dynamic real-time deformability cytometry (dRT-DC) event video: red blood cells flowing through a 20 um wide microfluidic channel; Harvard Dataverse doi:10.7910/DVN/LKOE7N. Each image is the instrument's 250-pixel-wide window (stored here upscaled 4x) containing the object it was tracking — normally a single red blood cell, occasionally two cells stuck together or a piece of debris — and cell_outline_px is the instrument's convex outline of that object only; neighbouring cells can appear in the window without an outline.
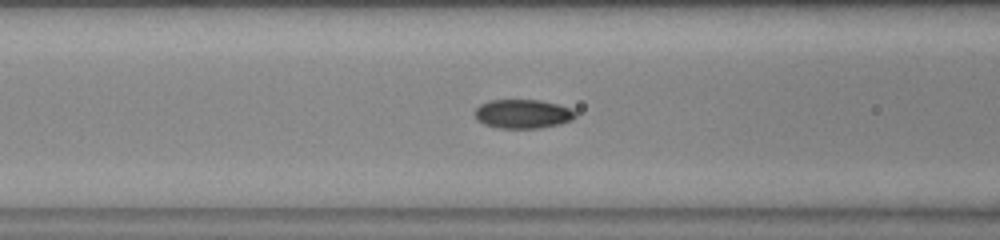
{"species": "common noctule bat (a hibernating species)", "species_latin": "Nyctalus noctula", "temperature_condition": "warm", "stored_images_in_passage": 36, "camera_frame_rate_fps": 3000, "um_per_image_px": 0.085, "animal": {"sex": "female", "body_mass_g": 23.0, "forearm_length_mm": 53.4}, "frame": {"image": 1, "passage_image": 9, "time_ms": 2.667, "image_size_px": [1000, 240], "cell_outline_px": [[576, 116], [572, 120], [560, 124], [540, 128], [500, 128], [484, 124], [476, 120], [472, 112], [480, 104], [488, 100], [540, 100], [572, 108], [576, 112]], "centroid_in_image_um": [44.41, 9.68], "position_along_channel_um": 122.2, "area_um2": 17.22}}
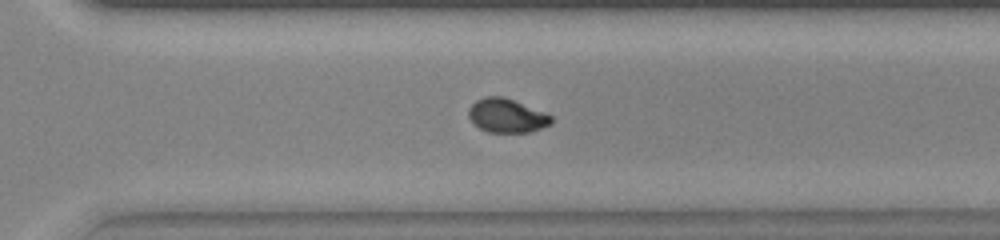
{"frame": {"image": 2, "passage_image": 25, "time_ms": 8.0, "image_size_px": [1000, 240], "cell_outline_px": [[552, 124], [528, 132], [488, 132], [472, 124], [468, 116], [468, 108], [476, 100], [484, 96], [504, 96], [544, 112], [552, 116]], "centroid_in_image_um": [43.04, 9.82], "position_along_channel_um": 327.6, "area_um2": 16.42}}
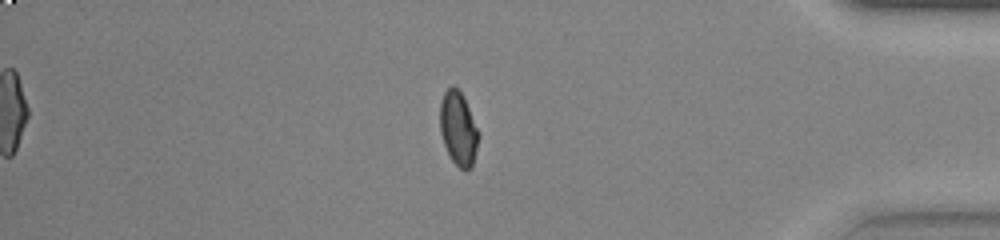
{"frame": {"image": 3, "passage_image": 33, "time_ms": 10.667, "image_size_px": [1000, 240], "cell_outline_px": [[480, 136], [472, 168], [464, 172], [452, 160], [444, 144], [440, 132], [440, 100], [444, 92], [452, 84], [464, 96]], "centroid_in_image_um": [38.96, 10.94], "position_along_channel_um": 396.2, "area_um2": 16.7}}